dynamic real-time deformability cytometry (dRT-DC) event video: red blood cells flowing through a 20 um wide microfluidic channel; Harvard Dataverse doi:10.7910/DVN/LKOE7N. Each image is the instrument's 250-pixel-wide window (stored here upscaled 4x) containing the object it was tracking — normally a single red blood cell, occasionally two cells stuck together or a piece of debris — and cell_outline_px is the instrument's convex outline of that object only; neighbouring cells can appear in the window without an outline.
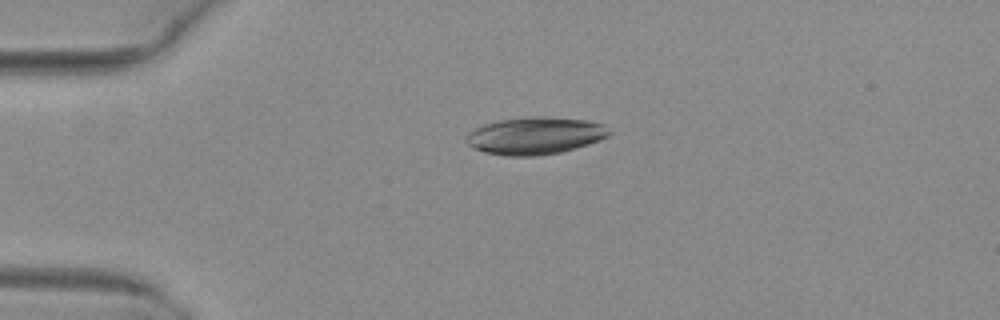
{"species": "common noctule bat (a hibernating species)", "species_latin": "Nyctalus noctula", "temperature_condition": "warm", "stored_images_in_passage": 2, "camera_frame_rate_fps": 3000, "um_per_image_px": 0.085, "animal": {"sex": "female", "body_mass_g": 29.2, "forearm_length_mm": 56.3}, "frame": {"image": 1, "passage_image": 1, "time_ms": 0.0, "image_size_px": [1000, 320], "cell_outline_px": [[612, 132], [608, 136], [600, 140], [576, 148], [560, 152], [540, 156], [504, 156], [484, 152], [468, 144], [464, 140], [468, 132], [484, 124], [500, 120], [532, 116], [544, 116], [588, 120], [604, 124]], "centroid_in_image_um": [45.5, 11.53], "position_along_channel_um": 39.5, "area_um2": 31.27}}